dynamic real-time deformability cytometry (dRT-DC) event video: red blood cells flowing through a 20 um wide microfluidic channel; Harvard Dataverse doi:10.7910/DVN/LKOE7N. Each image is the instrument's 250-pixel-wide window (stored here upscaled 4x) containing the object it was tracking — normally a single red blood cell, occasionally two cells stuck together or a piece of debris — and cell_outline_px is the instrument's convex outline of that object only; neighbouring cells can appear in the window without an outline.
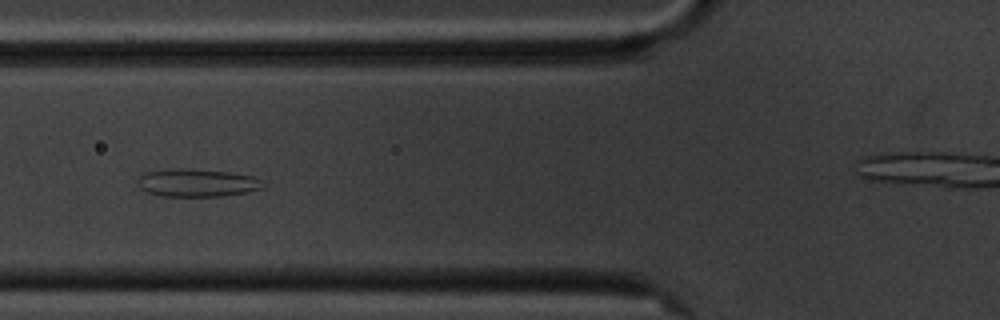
{"species": "common noctule bat (a hibernating species)", "species_latin": "Nyctalus noctula", "temperature_condition": "cold", "stored_images_in_passage": 9, "segment_of_instrument_passage": [1, 2], "camera_frame_rate_fps": 3000, "um_per_image_px": 0.085, "animal": {"sex": "male", "body_mass_g": 20.1, "forearm_length_mm": 53.5}, "frame": {"image": 1, "passage_image": 3, "time_ms": 2.333, "image_size_px": [1000, 320], "cell_outline_px": [[260, 188], [248, 192], [220, 196], [160, 196], [144, 192], [136, 184], [136, 180], [144, 172], [176, 168], [188, 168], [228, 172], [252, 176], [256, 180]], "centroid_in_image_um": [16.58, 15.54], "position_along_channel_um": 109.2, "area_um2": 20.17}}
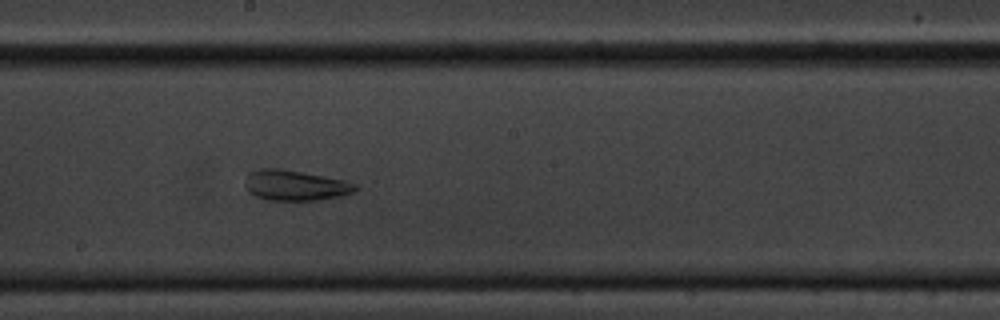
{"frame": {"image": 2, "passage_image": 6, "time_ms": 5.667, "image_size_px": [1000, 320], "cell_outline_px": [[360, 188], [352, 192], [340, 196], [316, 200], [268, 200], [256, 196], [248, 192], [244, 184], [248, 172], [260, 168], [280, 168], [344, 180], [356, 184]], "centroid_in_image_um": [25.06, 15.75], "position_along_channel_um": 223.1, "area_um2": 19.54}}
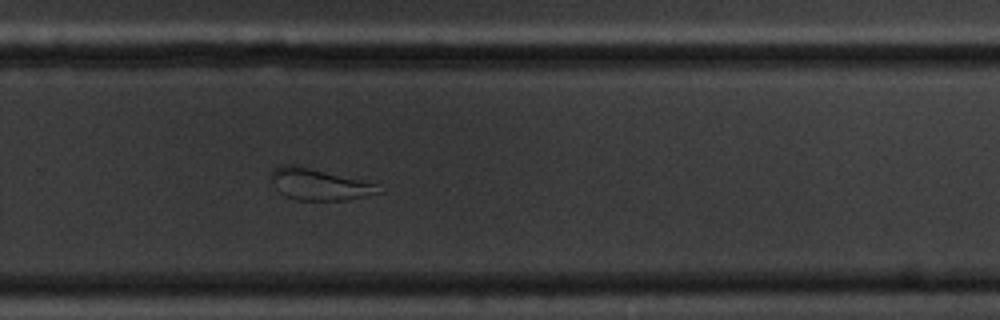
{"frame": {"image": 3, "passage_image": 8, "time_ms": 8.0, "image_size_px": [1000, 320], "cell_outline_px": [[384, 192], [368, 196], [348, 200], [296, 200], [284, 196], [276, 188], [272, 180], [272, 172], [280, 164], [296, 164], [376, 184]], "centroid_in_image_um": [27.13, 15.68], "position_along_channel_um": 302.7, "area_um2": 19.65}}